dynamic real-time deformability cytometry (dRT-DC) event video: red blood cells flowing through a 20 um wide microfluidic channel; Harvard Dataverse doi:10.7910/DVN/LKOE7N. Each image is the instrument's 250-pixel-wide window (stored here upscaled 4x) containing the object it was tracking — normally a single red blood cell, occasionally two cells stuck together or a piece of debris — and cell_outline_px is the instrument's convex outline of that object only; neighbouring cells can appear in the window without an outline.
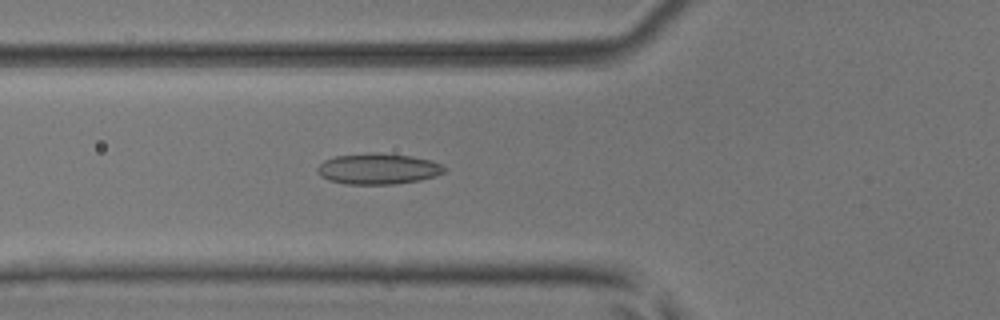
{"species": "common noctule bat (a hibernating species)", "species_latin": "Nyctalus noctula", "temperature_condition": "room temperature", "stored_images_in_passage": 35, "camera_frame_rate_fps": 3000, "um_per_image_px": 0.085, "animal": {"sex": "male", "body_mass_g": 17.9, "forearm_length_mm": 54.2}, "frame": {"image": 1, "passage_image": 3, "time_ms": 0.667, "image_size_px": [1000, 320], "cell_outline_px": [[448, 168], [444, 172], [436, 176], [420, 180], [392, 184], [348, 184], [328, 180], [320, 176], [316, 168], [324, 160], [336, 156], [376, 152], [412, 156], [432, 160]], "centroid_in_image_um": [32.16, 14.34], "position_along_channel_um": 93.6, "area_um2": 22.89}}
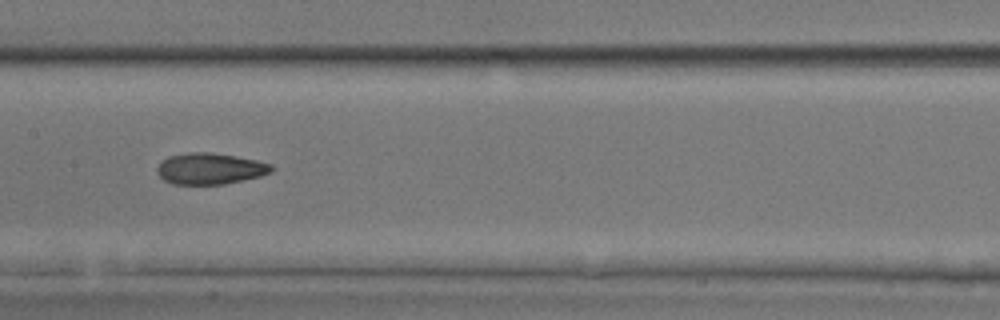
{"frame": {"image": 2, "passage_image": 10, "time_ms": 3.0, "image_size_px": [1000, 320], "cell_outline_px": [[276, 168], [272, 172], [260, 176], [244, 180], [224, 184], [172, 184], [164, 180], [156, 172], [156, 168], [160, 160], [168, 156], [192, 152], [212, 152], [236, 156], [256, 160], [272, 164]], "centroid_in_image_um": [17.85, 14.33], "position_along_channel_um": 189.5, "area_um2": 21.1}}
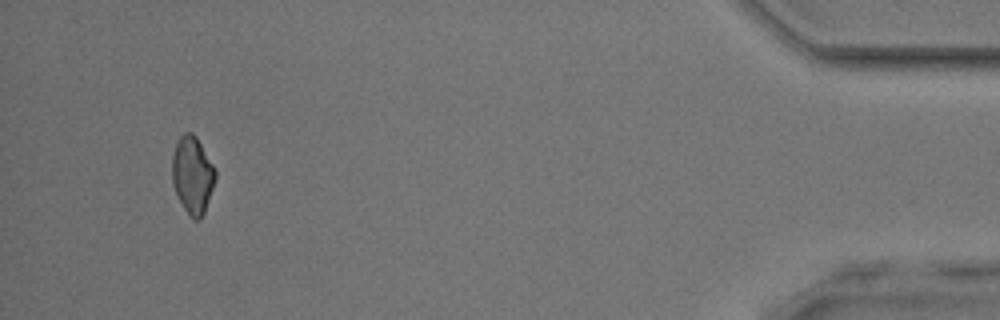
{"frame": {"image": 3, "passage_image": 32, "time_ms": 10.333, "image_size_px": [1000, 320], "cell_outline_px": [[216, 176], [204, 212], [200, 220], [196, 220], [184, 208], [172, 184], [172, 156], [176, 144], [180, 136], [184, 132], [192, 132], [196, 136], [216, 168]], "centroid_in_image_um": [16.36, 14.82], "position_along_channel_um": 418.8, "area_um2": 19.25}, "authors_computed_cell_mechanics": {"area_um2": 20.3456, "velocity_mm_per_s": 4.1017, "shape_relaxation_time_tau1_ms": null, "shape_relaxation_time_tau2_ms": 2.5839, "deformation_change_tau1": null, "deformation_change_tau2": 0.0858}}